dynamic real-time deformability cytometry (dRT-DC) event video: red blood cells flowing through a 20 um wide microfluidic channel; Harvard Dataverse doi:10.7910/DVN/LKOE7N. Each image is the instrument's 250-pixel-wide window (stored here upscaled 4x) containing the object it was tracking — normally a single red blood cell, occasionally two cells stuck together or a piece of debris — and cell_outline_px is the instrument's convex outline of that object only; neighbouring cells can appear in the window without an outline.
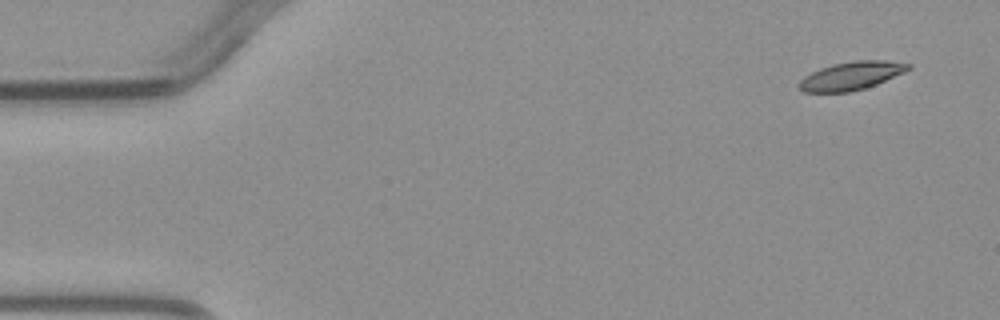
{"species": "common noctule bat (a hibernating species)", "species_latin": "Nyctalus noctula", "temperature_condition": "warm", "stored_images_in_passage": 4, "camera_frame_rate_fps": 3000, "um_per_image_px": 0.085, "animal": {"sex": "male", "body_mass_g": 23.1, "forearm_length_mm": 52.7}, "frame": {"image": 1, "passage_image": 1, "time_ms": 0.0, "image_size_px": [1000, 320], "cell_outline_px": [[912, 68], [904, 72], [876, 84], [864, 88], [848, 92], [804, 92], [796, 84], [804, 76], [820, 68], [832, 64], [856, 60], [884, 60], [912, 64]], "centroid_in_image_um": [72.35, 6.43], "position_along_channel_um": 12.7, "area_um2": 17.92}}
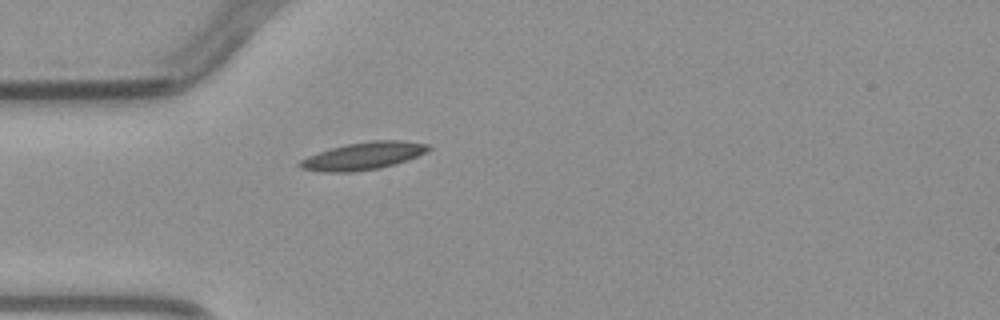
{"frame": {"image": 2, "passage_image": 4, "time_ms": 3.667, "image_size_px": [1000, 320], "cell_outline_px": [[432, 148], [416, 156], [380, 168], [352, 172], [324, 172], [300, 168], [296, 164], [300, 160], [308, 156], [332, 148], [348, 144], [372, 140], [400, 140], [428, 144]], "centroid_in_image_um": [30.84, 13.26], "position_along_channel_um": 54.2, "area_um2": 20.23}}